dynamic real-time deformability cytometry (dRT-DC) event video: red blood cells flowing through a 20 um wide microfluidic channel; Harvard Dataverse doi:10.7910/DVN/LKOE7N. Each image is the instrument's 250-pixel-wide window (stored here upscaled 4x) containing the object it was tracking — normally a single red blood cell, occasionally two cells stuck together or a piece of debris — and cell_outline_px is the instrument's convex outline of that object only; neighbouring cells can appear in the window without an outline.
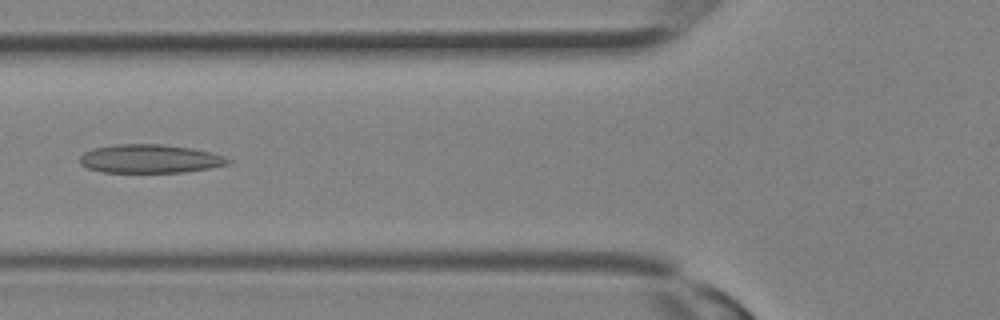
{"species": "Egyptian fruit bat (a non-hibernating species)", "species_latin": "Rousettus aegyptiacus", "temperature_condition": "room temperature", "stored_images_in_passage": 13, "camera_frame_rate_fps": 3000, "um_per_image_px": 0.085, "animal": {"sex": "female"}, "frame": {"image": 1, "passage_image": 10, "time_ms": 3.0, "image_size_px": [1000, 320], "cell_outline_px": [[232, 160], [228, 164], [212, 168], [184, 172], [104, 172], [88, 168], [80, 164], [80, 156], [84, 152], [92, 148], [112, 144], [160, 144], [192, 148], [224, 156]], "centroid_in_image_um": [12.73, 13.49], "position_along_channel_um": 113.1, "area_um2": 24.74}}
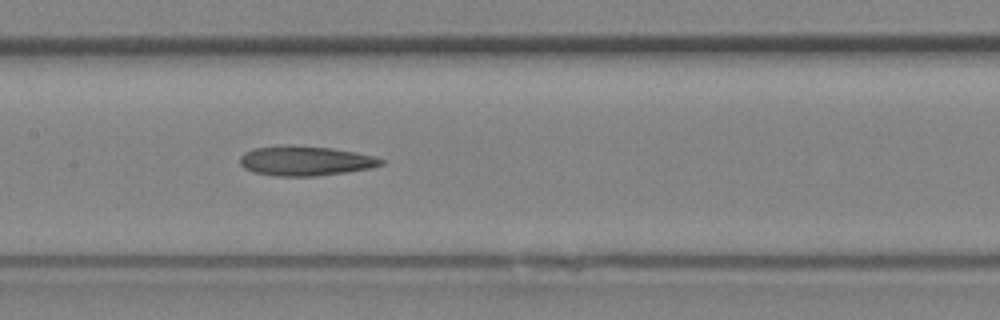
{"frame": {"image": 2, "passage_image": 13, "time_ms": 4.0, "image_size_px": [1000, 320], "cell_outline_px": [[384, 164], [372, 168], [316, 176], [276, 176], [252, 172], [244, 168], [240, 164], [240, 156], [244, 152], [252, 148], [332, 148], [356, 152], [372, 156], [384, 160]], "centroid_in_image_um": [25.97, 13.72], "position_along_channel_um": 181.4, "area_um2": 23.47}}